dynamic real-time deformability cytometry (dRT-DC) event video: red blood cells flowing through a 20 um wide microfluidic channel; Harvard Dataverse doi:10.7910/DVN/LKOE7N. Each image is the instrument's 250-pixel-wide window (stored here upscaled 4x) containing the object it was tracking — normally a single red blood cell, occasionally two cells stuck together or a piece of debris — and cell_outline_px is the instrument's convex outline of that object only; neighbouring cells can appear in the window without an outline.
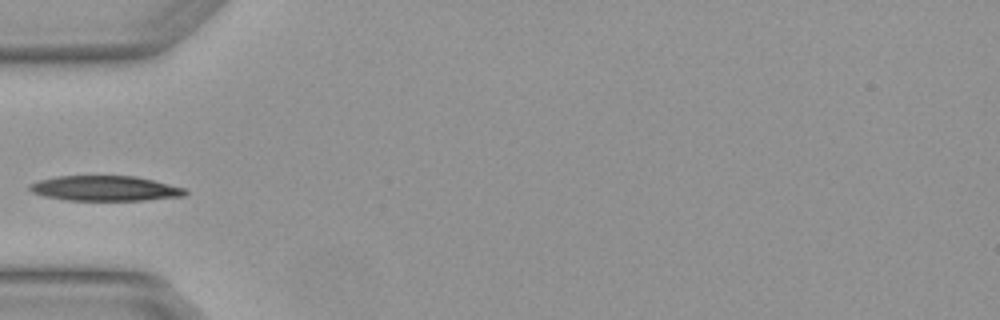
{"species": "Egyptian fruit bat (a non-hibernating species)", "species_latin": "Rousettus aegyptiacus", "temperature_condition": "warm", "stored_images_in_passage": 3, "camera_frame_rate_fps": 3000, "um_per_image_px": 0.085, "animal": {"sex": "female"}, "frame": {"image": 1, "passage_image": 3, "time_ms": 0.667, "image_size_px": [1000, 320], "cell_outline_px": [[188, 192], [184, 196], [144, 200], [64, 200], [44, 196], [32, 192], [28, 188], [28, 184], [40, 180], [56, 176], [136, 176], [184, 188]], "centroid_in_image_um": [8.89, 16.01], "position_along_channel_um": 76.1, "area_um2": 22.66}}